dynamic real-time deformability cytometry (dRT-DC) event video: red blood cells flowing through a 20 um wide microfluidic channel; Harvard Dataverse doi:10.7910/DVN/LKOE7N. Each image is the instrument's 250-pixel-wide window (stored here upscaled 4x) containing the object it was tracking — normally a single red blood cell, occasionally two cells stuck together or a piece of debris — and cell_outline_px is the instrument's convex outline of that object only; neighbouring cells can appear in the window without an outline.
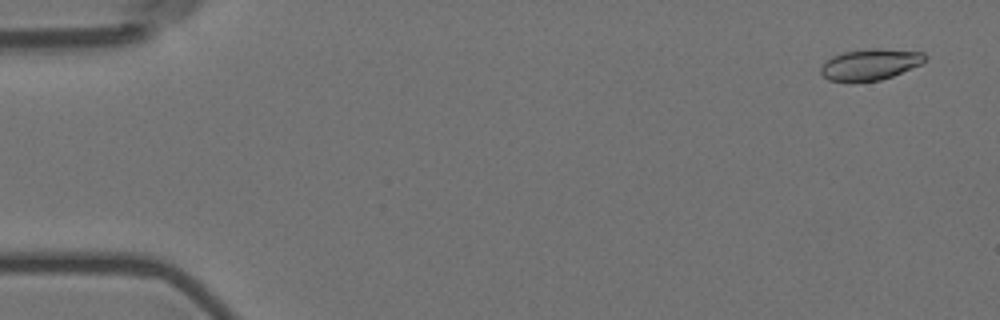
{"species": "Egyptian fruit bat (a non-hibernating species)", "species_latin": "Rousettus aegyptiacus", "temperature_condition": "room temperature", "stored_images_in_passage": 56, "camera_frame_rate_fps": 3000, "um_per_image_px": 0.085, "animal": {"sex": "female"}, "frame": {"image": 1, "passage_image": 2, "time_ms": 0.333, "image_size_px": [1000, 320], "cell_outline_px": [[928, 56], [920, 64], [892, 76], [880, 80], [828, 80], [820, 72], [820, 68], [832, 56], [844, 52], [868, 48], [880, 48], [924, 52]], "centroid_in_image_um": [73.99, 5.44], "position_along_channel_um": 11.0, "area_um2": 18.5}}
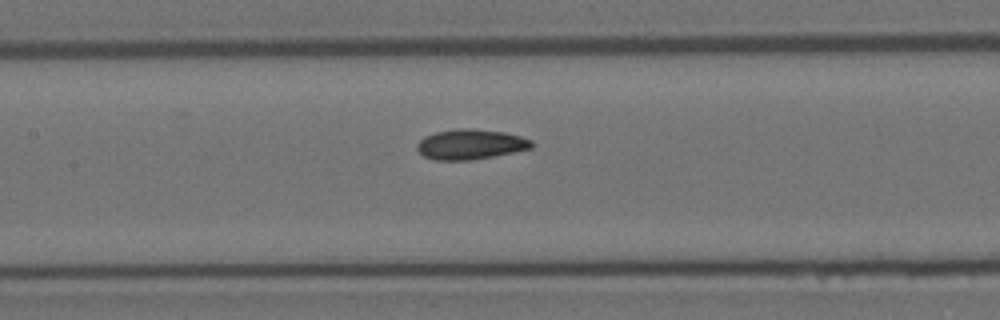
{"frame": {"image": 2, "passage_image": 26, "time_ms": 8.333, "image_size_px": [1000, 320], "cell_outline_px": [[532, 148], [492, 156], [468, 160], [436, 160], [424, 156], [416, 148], [416, 144], [424, 136], [436, 132], [456, 128], [472, 128], [504, 132], [520, 136], [532, 140]], "centroid_in_image_um": [39.96, 12.25], "position_along_channel_um": 167.4, "area_um2": 20.0}}
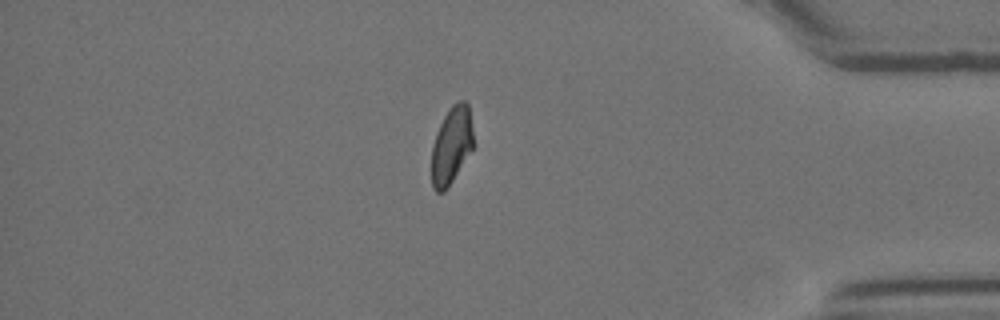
{"frame": {"image": 3, "passage_image": 48, "time_ms": 15.667, "image_size_px": [1000, 320], "cell_outline_px": [[472, 148], [448, 188], [444, 192], [436, 192], [432, 188], [432, 144], [440, 124], [444, 116], [452, 104], [456, 100], [464, 100], [468, 104], [472, 128]], "centroid_in_image_um": [38.35, 12.35], "position_along_channel_um": 396.8, "area_um2": 18.61}}